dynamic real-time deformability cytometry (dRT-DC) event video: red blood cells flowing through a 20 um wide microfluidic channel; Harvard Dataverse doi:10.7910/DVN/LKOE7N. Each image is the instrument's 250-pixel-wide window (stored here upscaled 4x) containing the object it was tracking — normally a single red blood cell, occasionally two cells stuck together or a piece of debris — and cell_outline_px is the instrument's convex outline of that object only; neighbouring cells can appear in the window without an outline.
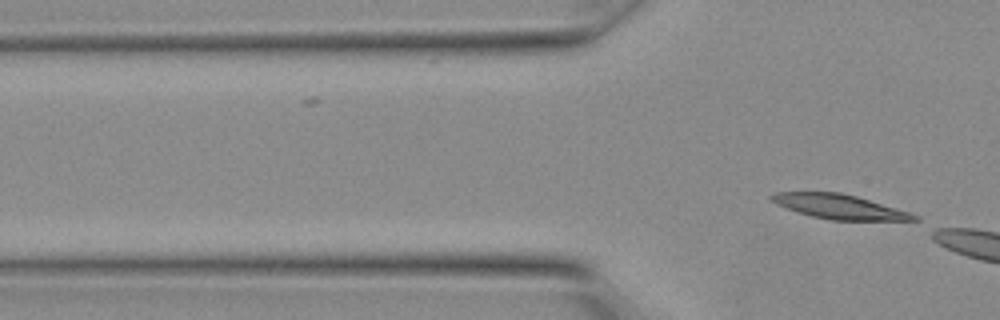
{"species": "Egyptian fruit bat (a non-hibernating species)", "species_latin": "Rousettus aegyptiacus", "temperature_condition": "warm", "stored_images_in_passage": 3, "camera_frame_rate_fps": 3000, "um_per_image_px": 0.085, "animal": {"sex": "female"}, "frame": {"image": 1, "passage_image": 3, "time_ms": 0.667, "image_size_px": [1000, 320], "cell_outline_px": [[920, 220], [832, 220], [812, 216], [796, 212], [776, 204], [768, 196], [776, 192], [840, 192], [856, 196], [912, 212], [920, 216]], "centroid_in_image_um": [71.38, 17.57], "position_along_channel_um": 54.4, "area_um2": 20.4}}